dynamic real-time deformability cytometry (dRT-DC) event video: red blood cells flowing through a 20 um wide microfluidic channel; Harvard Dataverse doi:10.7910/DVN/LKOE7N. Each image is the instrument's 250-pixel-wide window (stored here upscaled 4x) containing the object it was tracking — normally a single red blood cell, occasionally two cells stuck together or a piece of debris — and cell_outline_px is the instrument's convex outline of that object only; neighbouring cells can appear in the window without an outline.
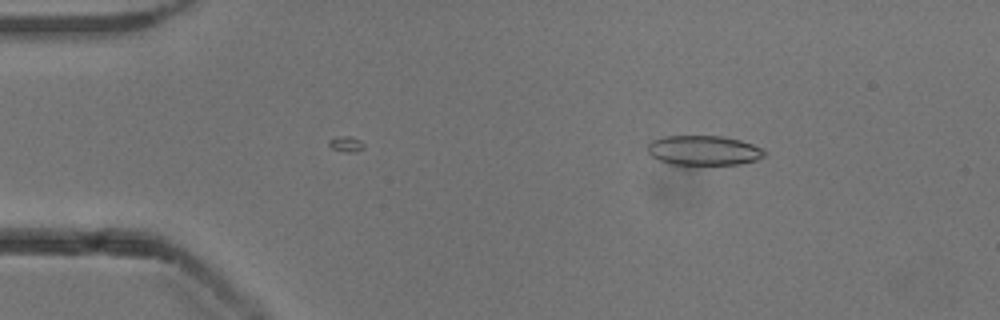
{"species": "common noctule bat (a hibernating species)", "species_latin": "Nyctalus noctula", "temperature_condition": "cold", "stored_images_in_passage": 16, "camera_frame_rate_fps": 3000, "um_per_image_px": 0.085, "animal": {"sex": "male", "body_mass_g": 13.3}, "frame": {"image": 1, "passage_image": 16, "time_ms": 5.0, "image_size_px": [1000, 320], "cell_outline_px": [[768, 152], [764, 156], [756, 160], [740, 164], [672, 164], [660, 160], [652, 156], [648, 152], [648, 144], [652, 140], [660, 136], [720, 136], [740, 140], [764, 148]], "centroid_in_image_um": [59.84, 12.77], "position_along_channel_um": 25.2, "area_um2": 20.23}}